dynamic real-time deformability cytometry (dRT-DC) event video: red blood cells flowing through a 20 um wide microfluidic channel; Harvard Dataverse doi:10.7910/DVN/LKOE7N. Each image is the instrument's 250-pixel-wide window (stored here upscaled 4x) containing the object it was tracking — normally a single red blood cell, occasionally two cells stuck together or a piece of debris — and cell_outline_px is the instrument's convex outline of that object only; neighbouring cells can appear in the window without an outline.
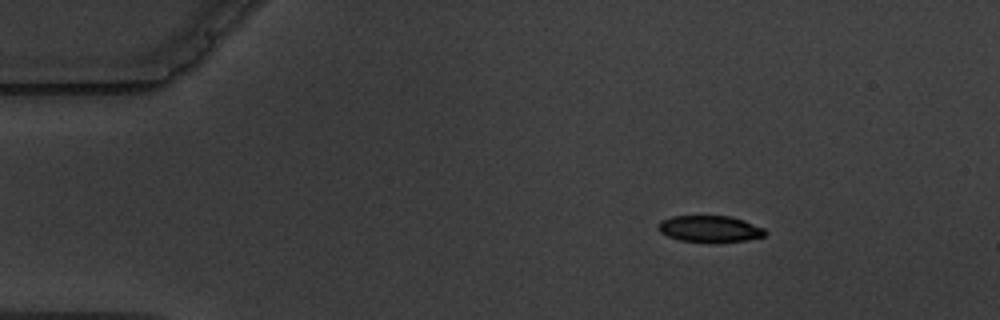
{"species": "common noctule bat (a hibernating species)", "species_latin": "Nyctalus noctula", "temperature_condition": "warm", "stored_images_in_passage": 4, "camera_frame_rate_fps": 3000, "um_per_image_px": 0.085, "animal": {"sex": "male", "body_mass_g": 19.5, "forearm_length_mm": 54.6}, "frame": {"image": 1, "passage_image": 2, "time_ms": 1.0, "image_size_px": [1000, 320], "cell_outline_px": [[768, 232], [764, 236], [748, 240], [716, 244], [680, 240], [668, 236], [660, 232], [656, 228], [660, 220], [672, 216], [728, 216], [744, 220], [764, 228]], "centroid_in_image_um": [60.34, 19.48], "position_along_channel_um": 24.7, "area_um2": 16.99}}